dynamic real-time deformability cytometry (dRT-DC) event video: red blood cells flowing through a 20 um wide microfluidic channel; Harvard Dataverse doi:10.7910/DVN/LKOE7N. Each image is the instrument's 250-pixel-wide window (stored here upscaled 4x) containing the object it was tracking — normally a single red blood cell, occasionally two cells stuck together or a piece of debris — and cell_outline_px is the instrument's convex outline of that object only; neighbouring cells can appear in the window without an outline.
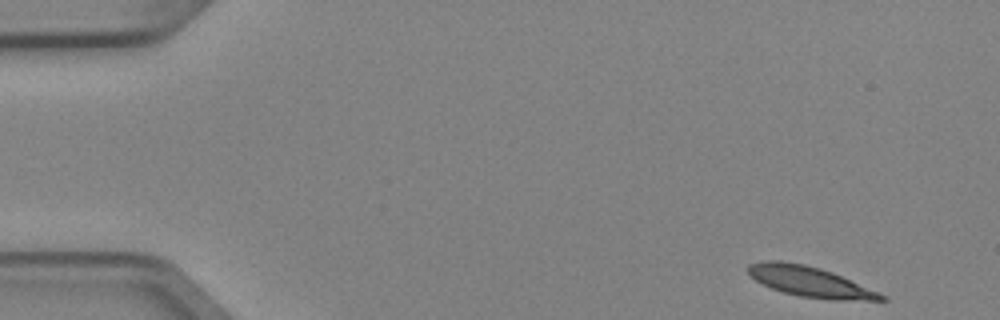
{"species": "Egyptian fruit bat (a non-hibernating species)", "species_latin": "Rousettus aegyptiacus", "temperature_condition": "cold", "stored_images_in_passage": 4, "camera_frame_rate_fps": 3000, "um_per_image_px": 0.085, "animal": {"sex": "female"}, "frame": {"image": 1, "passage_image": 1, "time_ms": 0.0, "image_size_px": [1000, 320], "cell_outline_px": [[888, 300], [832, 300], [800, 296], [784, 292], [772, 288], [756, 280], [748, 272], [748, 264], [764, 260], [780, 260], [804, 264], [820, 268], [832, 272], [880, 292], [888, 296]], "centroid_in_image_um": [68.88, 23.94], "position_along_channel_um": 16.1, "area_um2": 23.47}}
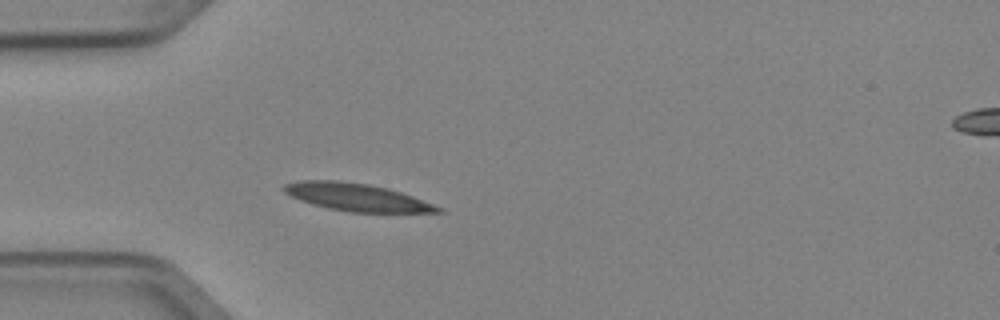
{"frame": {"image": 2, "passage_image": 4, "time_ms": 1.0, "image_size_px": [1000, 320], "cell_outline_px": [[444, 212], [348, 212], [328, 208], [312, 204], [300, 200], [284, 192], [284, 184], [300, 180], [340, 180], [368, 184], [388, 188], [412, 196], [444, 208]], "centroid_in_image_um": [30.32, 16.76], "position_along_channel_um": 54.7, "area_um2": 24.62}}